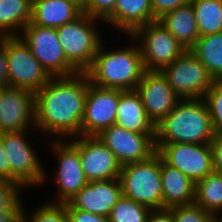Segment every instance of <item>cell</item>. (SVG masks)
<instances>
[{"label":"cell","instance_id":"37","mask_svg":"<svg viewBox=\"0 0 222 222\" xmlns=\"http://www.w3.org/2000/svg\"><path fill=\"white\" fill-rule=\"evenodd\" d=\"M146 222H174L171 208L151 209Z\"/></svg>","mask_w":222,"mask_h":222},{"label":"cell","instance_id":"33","mask_svg":"<svg viewBox=\"0 0 222 222\" xmlns=\"http://www.w3.org/2000/svg\"><path fill=\"white\" fill-rule=\"evenodd\" d=\"M117 0H87L84 13L103 22L113 13Z\"/></svg>","mask_w":222,"mask_h":222},{"label":"cell","instance_id":"24","mask_svg":"<svg viewBox=\"0 0 222 222\" xmlns=\"http://www.w3.org/2000/svg\"><path fill=\"white\" fill-rule=\"evenodd\" d=\"M31 15L32 0H0V37L19 36Z\"/></svg>","mask_w":222,"mask_h":222},{"label":"cell","instance_id":"2","mask_svg":"<svg viewBox=\"0 0 222 222\" xmlns=\"http://www.w3.org/2000/svg\"><path fill=\"white\" fill-rule=\"evenodd\" d=\"M125 37L130 39V46L115 45L110 49L105 46L106 42L101 43L93 63L85 72L90 83L122 91L136 89L146 70L138 43L131 35Z\"/></svg>","mask_w":222,"mask_h":222},{"label":"cell","instance_id":"13","mask_svg":"<svg viewBox=\"0 0 222 222\" xmlns=\"http://www.w3.org/2000/svg\"><path fill=\"white\" fill-rule=\"evenodd\" d=\"M97 136L121 166L145 161L156 153L155 133H138L114 124Z\"/></svg>","mask_w":222,"mask_h":222},{"label":"cell","instance_id":"3","mask_svg":"<svg viewBox=\"0 0 222 222\" xmlns=\"http://www.w3.org/2000/svg\"><path fill=\"white\" fill-rule=\"evenodd\" d=\"M215 136L204 98L180 99L155 126V143H211Z\"/></svg>","mask_w":222,"mask_h":222},{"label":"cell","instance_id":"23","mask_svg":"<svg viewBox=\"0 0 222 222\" xmlns=\"http://www.w3.org/2000/svg\"><path fill=\"white\" fill-rule=\"evenodd\" d=\"M159 21L187 50H190L200 37L191 2L166 13Z\"/></svg>","mask_w":222,"mask_h":222},{"label":"cell","instance_id":"21","mask_svg":"<svg viewBox=\"0 0 222 222\" xmlns=\"http://www.w3.org/2000/svg\"><path fill=\"white\" fill-rule=\"evenodd\" d=\"M82 13L77 5L67 0H32L30 22L36 26L57 29Z\"/></svg>","mask_w":222,"mask_h":222},{"label":"cell","instance_id":"30","mask_svg":"<svg viewBox=\"0 0 222 222\" xmlns=\"http://www.w3.org/2000/svg\"><path fill=\"white\" fill-rule=\"evenodd\" d=\"M40 205L29 212L24 203L21 215L25 222H68L65 203H53L47 200Z\"/></svg>","mask_w":222,"mask_h":222},{"label":"cell","instance_id":"25","mask_svg":"<svg viewBox=\"0 0 222 222\" xmlns=\"http://www.w3.org/2000/svg\"><path fill=\"white\" fill-rule=\"evenodd\" d=\"M190 50L215 80H222V32L200 36Z\"/></svg>","mask_w":222,"mask_h":222},{"label":"cell","instance_id":"29","mask_svg":"<svg viewBox=\"0 0 222 222\" xmlns=\"http://www.w3.org/2000/svg\"><path fill=\"white\" fill-rule=\"evenodd\" d=\"M150 208L122 196L113 207L110 222H146Z\"/></svg>","mask_w":222,"mask_h":222},{"label":"cell","instance_id":"28","mask_svg":"<svg viewBox=\"0 0 222 222\" xmlns=\"http://www.w3.org/2000/svg\"><path fill=\"white\" fill-rule=\"evenodd\" d=\"M21 184L0 178V222H15L22 214L25 203Z\"/></svg>","mask_w":222,"mask_h":222},{"label":"cell","instance_id":"39","mask_svg":"<svg viewBox=\"0 0 222 222\" xmlns=\"http://www.w3.org/2000/svg\"><path fill=\"white\" fill-rule=\"evenodd\" d=\"M0 178L9 180V160L3 147L2 133H0Z\"/></svg>","mask_w":222,"mask_h":222},{"label":"cell","instance_id":"15","mask_svg":"<svg viewBox=\"0 0 222 222\" xmlns=\"http://www.w3.org/2000/svg\"><path fill=\"white\" fill-rule=\"evenodd\" d=\"M35 93L11 86L0 87V133L35 129Z\"/></svg>","mask_w":222,"mask_h":222},{"label":"cell","instance_id":"10","mask_svg":"<svg viewBox=\"0 0 222 222\" xmlns=\"http://www.w3.org/2000/svg\"><path fill=\"white\" fill-rule=\"evenodd\" d=\"M161 72L181 99L204 98L216 81L191 50H186Z\"/></svg>","mask_w":222,"mask_h":222},{"label":"cell","instance_id":"6","mask_svg":"<svg viewBox=\"0 0 222 222\" xmlns=\"http://www.w3.org/2000/svg\"><path fill=\"white\" fill-rule=\"evenodd\" d=\"M119 180L123 196L150 209L162 208L161 157L121 166Z\"/></svg>","mask_w":222,"mask_h":222},{"label":"cell","instance_id":"5","mask_svg":"<svg viewBox=\"0 0 222 222\" xmlns=\"http://www.w3.org/2000/svg\"><path fill=\"white\" fill-rule=\"evenodd\" d=\"M32 133L38 132L37 130H24L2 133V143L9 160V181L21 184L25 189L32 187L35 190L42 187L47 169L34 146L39 141L38 137L34 141L32 138L30 139Z\"/></svg>","mask_w":222,"mask_h":222},{"label":"cell","instance_id":"20","mask_svg":"<svg viewBox=\"0 0 222 222\" xmlns=\"http://www.w3.org/2000/svg\"><path fill=\"white\" fill-rule=\"evenodd\" d=\"M162 208L194 203L195 183L161 159Z\"/></svg>","mask_w":222,"mask_h":222},{"label":"cell","instance_id":"41","mask_svg":"<svg viewBox=\"0 0 222 222\" xmlns=\"http://www.w3.org/2000/svg\"><path fill=\"white\" fill-rule=\"evenodd\" d=\"M212 222H222V214H215Z\"/></svg>","mask_w":222,"mask_h":222},{"label":"cell","instance_id":"38","mask_svg":"<svg viewBox=\"0 0 222 222\" xmlns=\"http://www.w3.org/2000/svg\"><path fill=\"white\" fill-rule=\"evenodd\" d=\"M7 86V53L5 36L0 37V87Z\"/></svg>","mask_w":222,"mask_h":222},{"label":"cell","instance_id":"1","mask_svg":"<svg viewBox=\"0 0 222 222\" xmlns=\"http://www.w3.org/2000/svg\"><path fill=\"white\" fill-rule=\"evenodd\" d=\"M87 92L86 73L52 77L35 93L37 135L43 134V138L51 136L48 140H68L80 136Z\"/></svg>","mask_w":222,"mask_h":222},{"label":"cell","instance_id":"9","mask_svg":"<svg viewBox=\"0 0 222 222\" xmlns=\"http://www.w3.org/2000/svg\"><path fill=\"white\" fill-rule=\"evenodd\" d=\"M7 86L30 90L42 89L52 78L32 54L20 36H5Z\"/></svg>","mask_w":222,"mask_h":222},{"label":"cell","instance_id":"22","mask_svg":"<svg viewBox=\"0 0 222 222\" xmlns=\"http://www.w3.org/2000/svg\"><path fill=\"white\" fill-rule=\"evenodd\" d=\"M115 124L138 133H155V126L148 119L140 95L136 90H119Z\"/></svg>","mask_w":222,"mask_h":222},{"label":"cell","instance_id":"14","mask_svg":"<svg viewBox=\"0 0 222 222\" xmlns=\"http://www.w3.org/2000/svg\"><path fill=\"white\" fill-rule=\"evenodd\" d=\"M119 89L103 88L90 83L85 99L80 135L97 136L116 123Z\"/></svg>","mask_w":222,"mask_h":222},{"label":"cell","instance_id":"42","mask_svg":"<svg viewBox=\"0 0 222 222\" xmlns=\"http://www.w3.org/2000/svg\"><path fill=\"white\" fill-rule=\"evenodd\" d=\"M15 222H25L23 216L21 215Z\"/></svg>","mask_w":222,"mask_h":222},{"label":"cell","instance_id":"7","mask_svg":"<svg viewBox=\"0 0 222 222\" xmlns=\"http://www.w3.org/2000/svg\"><path fill=\"white\" fill-rule=\"evenodd\" d=\"M48 142V150L57 158L55 161L57 160L58 166L53 175L49 176L46 171L42 186L49 182V177L54 178L52 181L56 183L57 192L54 199H50L49 202L67 203L89 181L81 167L78 150L68 140H49Z\"/></svg>","mask_w":222,"mask_h":222},{"label":"cell","instance_id":"40","mask_svg":"<svg viewBox=\"0 0 222 222\" xmlns=\"http://www.w3.org/2000/svg\"><path fill=\"white\" fill-rule=\"evenodd\" d=\"M67 1H70V2L74 3V4L77 5L82 11H84L87 0H67Z\"/></svg>","mask_w":222,"mask_h":222},{"label":"cell","instance_id":"17","mask_svg":"<svg viewBox=\"0 0 222 222\" xmlns=\"http://www.w3.org/2000/svg\"><path fill=\"white\" fill-rule=\"evenodd\" d=\"M148 119L156 126L181 99L161 71H145L135 89Z\"/></svg>","mask_w":222,"mask_h":222},{"label":"cell","instance_id":"19","mask_svg":"<svg viewBox=\"0 0 222 222\" xmlns=\"http://www.w3.org/2000/svg\"><path fill=\"white\" fill-rule=\"evenodd\" d=\"M155 20L151 0H117L113 13L102 25L110 26L120 34L131 35L140 26Z\"/></svg>","mask_w":222,"mask_h":222},{"label":"cell","instance_id":"4","mask_svg":"<svg viewBox=\"0 0 222 222\" xmlns=\"http://www.w3.org/2000/svg\"><path fill=\"white\" fill-rule=\"evenodd\" d=\"M102 22L83 12L75 20L56 29L67 61L79 73H85L90 68L94 56L104 41L102 37L105 35L100 28Z\"/></svg>","mask_w":222,"mask_h":222},{"label":"cell","instance_id":"12","mask_svg":"<svg viewBox=\"0 0 222 222\" xmlns=\"http://www.w3.org/2000/svg\"><path fill=\"white\" fill-rule=\"evenodd\" d=\"M156 153L195 184L214 171L211 144L155 143Z\"/></svg>","mask_w":222,"mask_h":222},{"label":"cell","instance_id":"11","mask_svg":"<svg viewBox=\"0 0 222 222\" xmlns=\"http://www.w3.org/2000/svg\"><path fill=\"white\" fill-rule=\"evenodd\" d=\"M19 36L51 77L79 73L66 59L55 28L36 26L29 22Z\"/></svg>","mask_w":222,"mask_h":222},{"label":"cell","instance_id":"35","mask_svg":"<svg viewBox=\"0 0 222 222\" xmlns=\"http://www.w3.org/2000/svg\"><path fill=\"white\" fill-rule=\"evenodd\" d=\"M65 206L68 222H110L108 217L71 208L67 203H65Z\"/></svg>","mask_w":222,"mask_h":222},{"label":"cell","instance_id":"26","mask_svg":"<svg viewBox=\"0 0 222 222\" xmlns=\"http://www.w3.org/2000/svg\"><path fill=\"white\" fill-rule=\"evenodd\" d=\"M194 203L213 215L222 214V173L213 171L195 184Z\"/></svg>","mask_w":222,"mask_h":222},{"label":"cell","instance_id":"32","mask_svg":"<svg viewBox=\"0 0 222 222\" xmlns=\"http://www.w3.org/2000/svg\"><path fill=\"white\" fill-rule=\"evenodd\" d=\"M174 222H212L213 214L195 203L171 207Z\"/></svg>","mask_w":222,"mask_h":222},{"label":"cell","instance_id":"8","mask_svg":"<svg viewBox=\"0 0 222 222\" xmlns=\"http://www.w3.org/2000/svg\"><path fill=\"white\" fill-rule=\"evenodd\" d=\"M131 36L140 47L147 71H161L187 50L159 20L140 26Z\"/></svg>","mask_w":222,"mask_h":222},{"label":"cell","instance_id":"34","mask_svg":"<svg viewBox=\"0 0 222 222\" xmlns=\"http://www.w3.org/2000/svg\"><path fill=\"white\" fill-rule=\"evenodd\" d=\"M191 0H151L153 16L159 20L166 13L189 3Z\"/></svg>","mask_w":222,"mask_h":222},{"label":"cell","instance_id":"31","mask_svg":"<svg viewBox=\"0 0 222 222\" xmlns=\"http://www.w3.org/2000/svg\"><path fill=\"white\" fill-rule=\"evenodd\" d=\"M215 134H222V80H216L204 96Z\"/></svg>","mask_w":222,"mask_h":222},{"label":"cell","instance_id":"36","mask_svg":"<svg viewBox=\"0 0 222 222\" xmlns=\"http://www.w3.org/2000/svg\"><path fill=\"white\" fill-rule=\"evenodd\" d=\"M214 171L222 173V134H215L211 141Z\"/></svg>","mask_w":222,"mask_h":222},{"label":"cell","instance_id":"27","mask_svg":"<svg viewBox=\"0 0 222 222\" xmlns=\"http://www.w3.org/2000/svg\"><path fill=\"white\" fill-rule=\"evenodd\" d=\"M200 36L222 32V0H191Z\"/></svg>","mask_w":222,"mask_h":222},{"label":"cell","instance_id":"16","mask_svg":"<svg viewBox=\"0 0 222 222\" xmlns=\"http://www.w3.org/2000/svg\"><path fill=\"white\" fill-rule=\"evenodd\" d=\"M68 141L78 150L81 167L89 182L119 178L121 165L98 136L80 135Z\"/></svg>","mask_w":222,"mask_h":222},{"label":"cell","instance_id":"18","mask_svg":"<svg viewBox=\"0 0 222 222\" xmlns=\"http://www.w3.org/2000/svg\"><path fill=\"white\" fill-rule=\"evenodd\" d=\"M122 196L119 178L90 181L67 204L71 208L109 218L113 207Z\"/></svg>","mask_w":222,"mask_h":222}]
</instances>
